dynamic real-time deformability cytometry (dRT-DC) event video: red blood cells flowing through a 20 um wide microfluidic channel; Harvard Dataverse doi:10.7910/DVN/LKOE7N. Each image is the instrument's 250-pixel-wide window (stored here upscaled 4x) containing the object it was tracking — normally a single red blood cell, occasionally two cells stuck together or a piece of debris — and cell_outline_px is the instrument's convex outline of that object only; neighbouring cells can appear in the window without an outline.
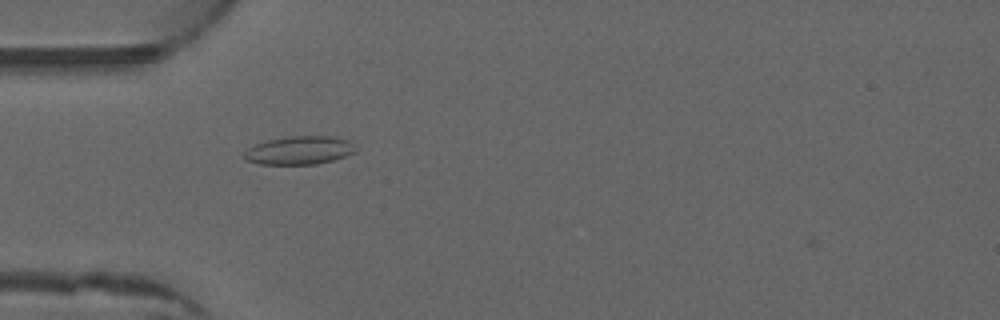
{"species": "common noctule bat (a hibernating species)", "species_latin": "Nyctalus noctula", "temperature_condition": "warm", "stored_images_in_passage": 41, "camera_frame_rate_fps": 3000, "um_per_image_px": 0.085, "animal": {"sex": "male", "forearm_length_mm": 52.5}, "frame": {"image": 1, "passage_image": 5, "time_ms": 1.333, "image_size_px": [1000, 320], "cell_outline_px": [[356, 152], [332, 160], [316, 164], [260, 164], [244, 160], [244, 152], [248, 148], [256, 144], [268, 140], [288, 136], [332, 136], [348, 140], [356, 148]], "centroid_in_image_um": [25.43, 12.78], "position_along_channel_um": 59.6, "area_um2": 18.32}}
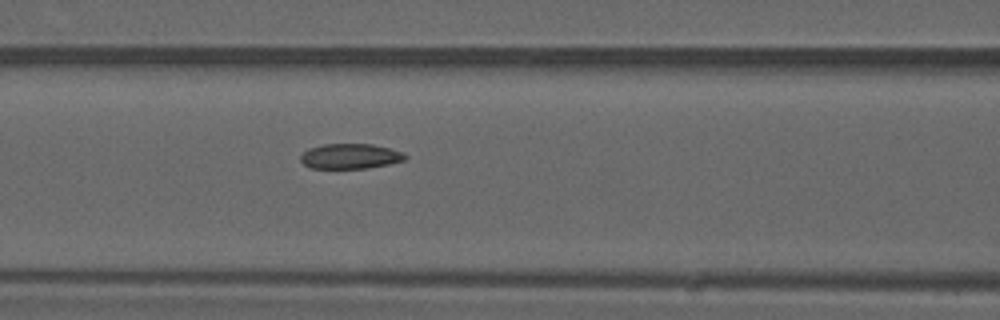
{"frame": {"image": 2, "passage_image": 11, "time_ms": 3.333, "image_size_px": [1000, 320], "cell_outline_px": [[408, 156], [404, 160], [388, 164], [368, 168], [312, 168], [304, 164], [300, 160], [300, 156], [308, 148], [324, 144], [372, 144], [404, 152]], "centroid_in_image_um": [29.77, 13.27], "position_along_channel_um": 136.8, "area_um2": 15.26}}
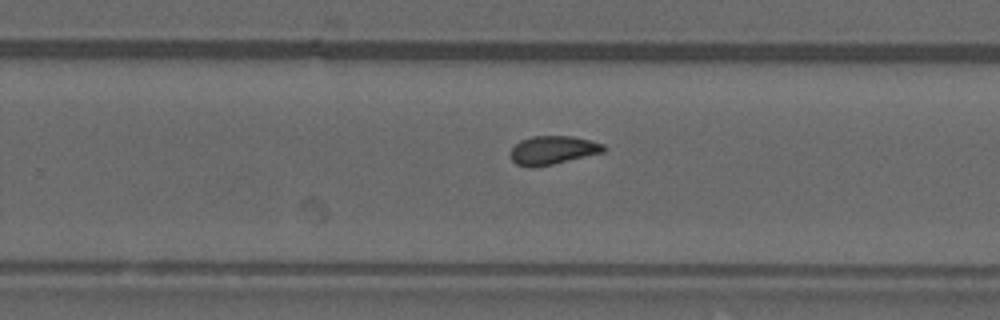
{"frame": {"image": 3, "passage_image": 22, "time_ms": 7.0, "image_size_px": [1000, 320], "cell_outline_px": [[604, 152], [552, 164], [532, 168], [528, 168], [516, 164], [508, 156], [508, 152], [520, 140], [532, 136], [572, 136], [604, 144]], "centroid_in_image_um": [46.91, 12.77], "position_along_channel_um": 282.9, "area_um2": 15.55}, "authors_computed_cell_mechanics": {"area_um2": 15.5482, "velocity_mm_per_s": 3.9959, "shape_relaxation_time_tau1_ms": null, "shape_relaxation_time_tau2_ms": 1.8498, "deformation_change_tau1": null, "deformation_change_tau2": 0.0725}}